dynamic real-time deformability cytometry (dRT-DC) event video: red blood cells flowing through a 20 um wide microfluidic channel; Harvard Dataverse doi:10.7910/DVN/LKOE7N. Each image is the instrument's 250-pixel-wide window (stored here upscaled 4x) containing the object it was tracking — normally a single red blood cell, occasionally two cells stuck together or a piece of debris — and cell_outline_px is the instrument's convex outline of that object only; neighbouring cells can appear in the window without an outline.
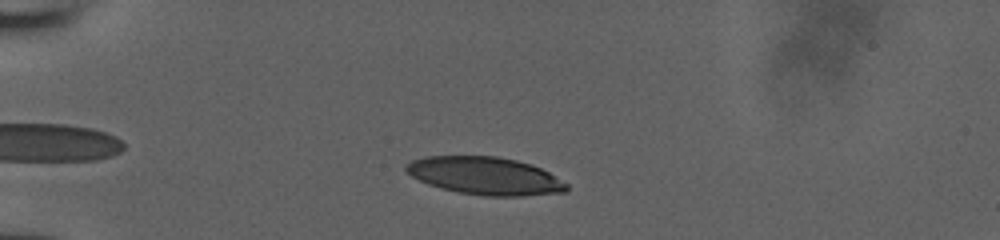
{"species": "human", "species_latin": "Homo sapiens", "temperature_condition": "room temperature", "stored_images_in_passage": 41, "camera_frame_rate_fps": 3000, "um_per_image_px": 0.085, "donor": {"sex": "male"}, "frame": {"image": 1, "passage_image": 9, "time_ms": 2.667, "image_size_px": [1000, 240], "cell_outline_px": [[568, 192], [520, 196], [484, 196], [460, 192], [440, 188], [428, 184], [412, 176], [404, 168], [412, 160], [428, 156], [496, 156], [516, 160], [540, 168], [548, 172], [568, 184]], "centroid_in_image_um": [41.25, 14.95], "position_along_channel_um": 43.7, "area_um2": 35.03}}
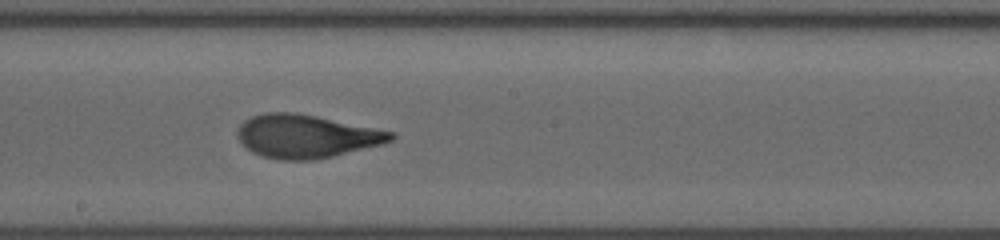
{"frame": {"image": 2, "passage_image": 25, "time_ms": 8.0, "image_size_px": [1000, 240], "cell_outline_px": [[396, 136], [392, 140], [384, 144], [316, 160], [276, 160], [260, 156], [252, 152], [236, 136], [236, 132], [240, 124], [244, 120], [252, 116], [264, 112], [296, 112], [396, 132]], "centroid_in_image_um": [26.03, 11.58], "position_along_channel_um": 222.2, "area_um2": 38.96}}
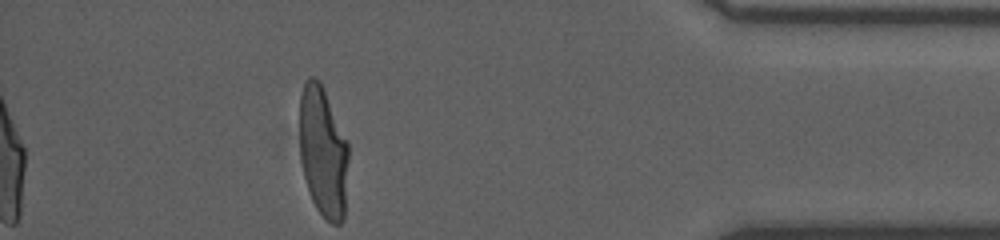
{"frame": {"image": 3, "passage_image": 41, "time_ms": 13.333, "image_size_px": [1000, 240], "cell_outline_px": [[348, 160], [344, 220], [340, 224], [332, 224], [316, 208], [312, 200], [304, 176], [300, 160], [300, 96], [304, 84], [308, 76], [312, 76], [320, 80], [348, 144]], "centroid_in_image_um": [27.46, 12.91], "position_along_channel_um": 407.7, "area_um2": 37.17}}